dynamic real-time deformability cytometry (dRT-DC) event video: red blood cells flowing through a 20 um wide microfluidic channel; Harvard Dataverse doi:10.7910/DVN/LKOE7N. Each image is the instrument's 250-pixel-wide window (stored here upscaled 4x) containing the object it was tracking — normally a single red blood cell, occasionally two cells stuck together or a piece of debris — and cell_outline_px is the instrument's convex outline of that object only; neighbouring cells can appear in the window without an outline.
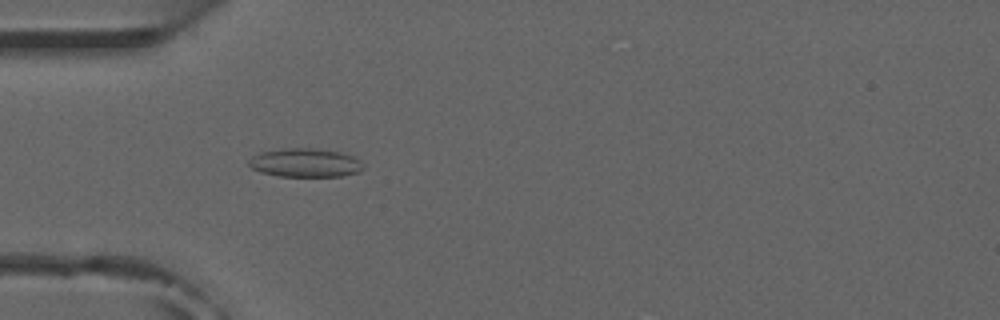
{"species": "common noctule bat (a hibernating species)", "species_latin": "Nyctalus noctula", "temperature_condition": "room temperature", "stored_images_in_passage": 51, "camera_frame_rate_fps": 3000, "um_per_image_px": 0.085, "animal": {"sex": "male", "forearm_length_mm": 52.5}, "frame": {"image": 1, "passage_image": 15, "time_ms": 4.667, "image_size_px": [1000, 320], "cell_outline_px": [[364, 168], [360, 172], [340, 176], [280, 176], [260, 172], [252, 168], [248, 164], [248, 160], [252, 156], [260, 152], [284, 148], [312, 148], [340, 152], [352, 156], [360, 160], [364, 164]], "centroid_in_image_um": [25.95, 13.83], "position_along_channel_um": 59.1, "area_um2": 19.19}}
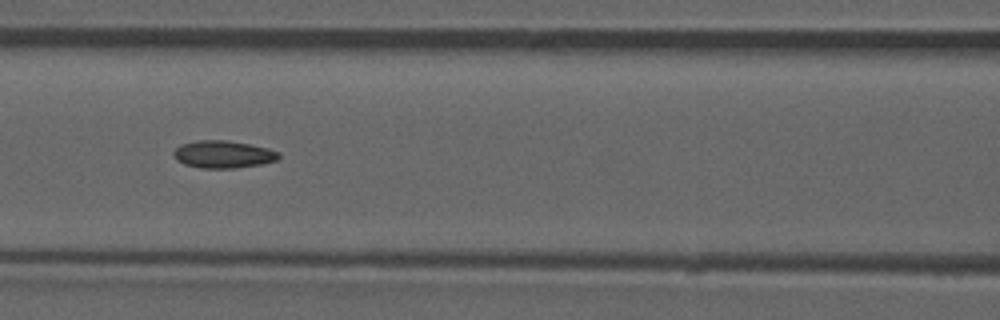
{"frame": {"image": 2, "passage_image": 22, "time_ms": 7.0, "image_size_px": [1000, 320], "cell_outline_px": [[280, 156], [276, 160], [260, 164], [236, 168], [200, 168], [184, 164], [176, 160], [172, 152], [180, 144], [196, 140], [224, 140], [248, 144], [268, 148], [280, 152]], "centroid_in_image_um": [18.94, 13.12], "position_along_channel_um": 147.7, "area_um2": 16.82}, "authors_computed_cell_mechanics": {"area_um2": 16.2418, "velocity_mm_per_s": 3.9153, "shape_relaxation_time_tau1_ms": null, "shape_relaxation_time_tau2_ms": 3.2348, "deformation_change_tau1": null, "deformation_change_tau2": 0.0968}}